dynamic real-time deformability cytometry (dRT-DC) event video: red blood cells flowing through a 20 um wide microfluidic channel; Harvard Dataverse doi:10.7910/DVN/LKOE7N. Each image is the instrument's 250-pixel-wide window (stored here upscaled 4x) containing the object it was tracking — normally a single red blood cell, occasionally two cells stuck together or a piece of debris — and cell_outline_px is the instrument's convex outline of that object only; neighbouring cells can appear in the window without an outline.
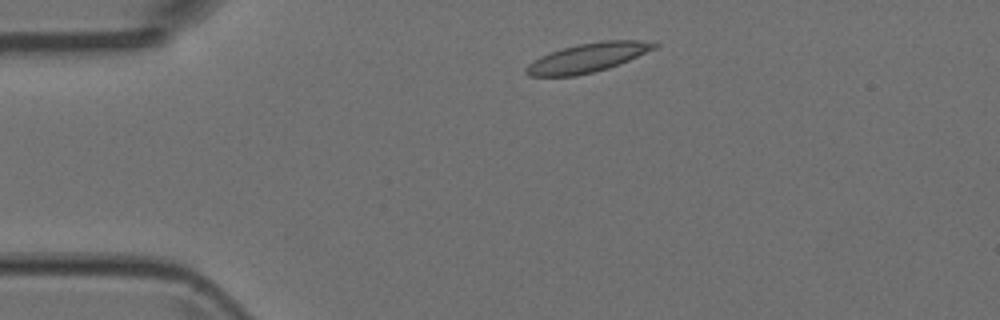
{"species": "Egyptian fruit bat (a non-hibernating species)", "species_latin": "Rousettus aegyptiacus", "temperature_condition": "room temperature", "stored_images_in_passage": 2, "camera_frame_rate_fps": 3000, "um_per_image_px": 0.085, "animal": {"sex": "female"}, "frame": {"image": 1, "passage_image": 2, "time_ms": 0.333, "image_size_px": [1000, 320], "cell_outline_px": [[660, 44], [656, 48], [628, 60], [608, 68], [576, 76], [528, 76], [524, 72], [524, 68], [528, 64], [540, 56], [576, 44], [600, 40], [656, 40]], "centroid_in_image_um": [49.99, 4.88], "position_along_channel_um": 35.0, "area_um2": 21.85}}